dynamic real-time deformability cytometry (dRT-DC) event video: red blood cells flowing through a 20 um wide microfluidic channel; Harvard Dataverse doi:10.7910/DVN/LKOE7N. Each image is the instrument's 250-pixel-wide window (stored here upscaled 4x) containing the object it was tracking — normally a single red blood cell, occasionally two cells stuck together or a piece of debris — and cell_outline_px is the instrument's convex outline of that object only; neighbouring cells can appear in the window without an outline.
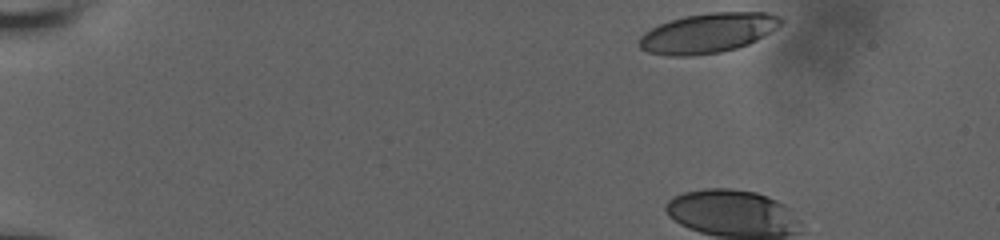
{"species": "human", "species_latin": "Homo sapiens", "temperature_condition": "room temperature", "stored_images_in_passage": 5, "camera_frame_rate_fps": 3000, "um_per_image_px": 0.085, "donor": {"sex": "male"}, "frame": {"image": 1, "passage_image": 1, "time_ms": 0.0, "image_size_px": [1000, 240], "cell_outline_px": [[784, 24], [756, 40], [748, 44], [736, 48], [720, 52], [688, 56], [668, 56], [648, 52], [640, 48], [640, 36], [644, 32], [660, 24], [684, 16], [708, 12], [768, 12], [780, 16], [784, 20]], "centroid_in_image_um": [60.21, 2.79], "position_along_channel_um": 24.8, "area_um2": 32.89}}